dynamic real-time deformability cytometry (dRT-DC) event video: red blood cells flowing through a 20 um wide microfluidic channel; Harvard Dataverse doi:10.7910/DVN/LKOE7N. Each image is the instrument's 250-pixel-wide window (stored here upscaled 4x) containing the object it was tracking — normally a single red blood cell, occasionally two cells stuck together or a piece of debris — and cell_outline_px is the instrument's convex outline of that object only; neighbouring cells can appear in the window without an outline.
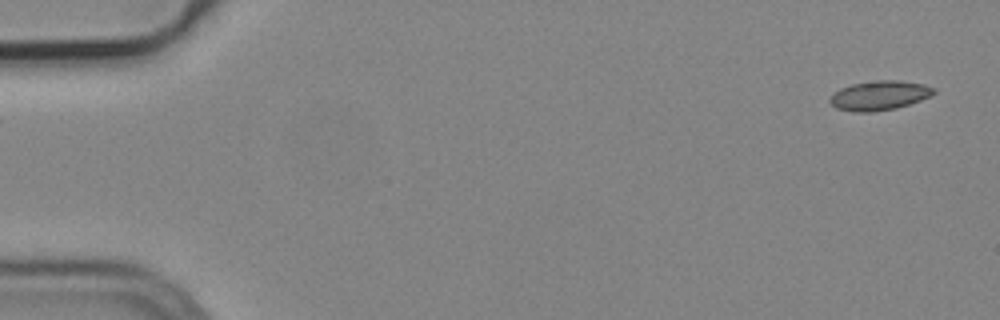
{"species": "common noctule bat (a hibernating species)", "species_latin": "Nyctalus noctula", "temperature_condition": "cold", "stored_images_in_passage": 53, "camera_frame_rate_fps": 3000, "um_per_image_px": 0.085, "animal": {"sex": "male", "body_mass_g": 19.2, "forearm_length_mm": 51.8}, "frame": {"image": 1, "passage_image": 1, "time_ms": 0.0, "image_size_px": [1000, 320], "cell_outline_px": [[936, 92], [920, 100], [896, 108], [872, 112], [856, 112], [836, 108], [828, 100], [840, 88], [852, 84], [876, 80], [900, 80], [924, 84], [936, 88]], "centroid_in_image_um": [74.76, 8.11], "position_along_channel_um": 10.2, "area_um2": 17.69}}
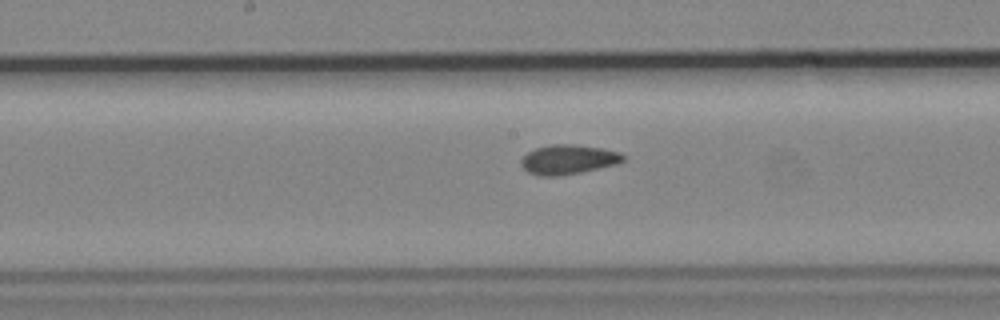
{"frame": {"image": 2, "passage_image": 27, "time_ms": 8.667, "image_size_px": [1000, 320], "cell_outline_px": [[628, 160], [616, 164], [580, 172], [556, 176], [540, 176], [528, 172], [520, 164], [520, 160], [528, 152], [536, 148], [552, 144], [572, 144], [604, 148], [620, 152], [628, 156]], "centroid_in_image_um": [48.35, 13.54], "position_along_channel_um": 199.8, "area_um2": 17.69}}
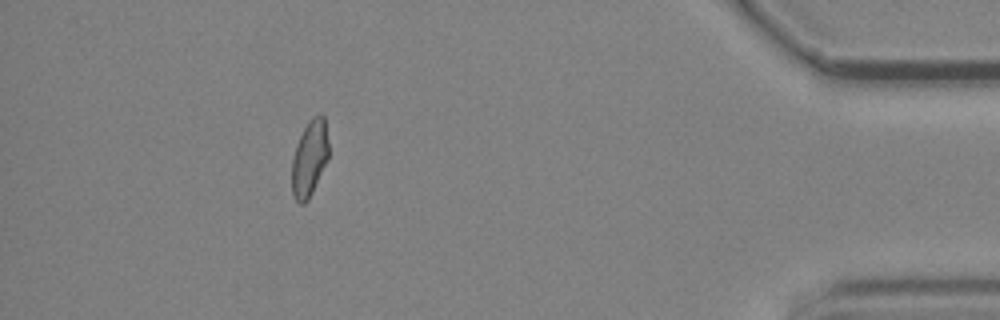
{"frame": {"image": 3, "passage_image": 48, "time_ms": 15.667, "image_size_px": [1000, 320], "cell_outline_px": [[328, 160], [308, 200], [304, 204], [300, 204], [292, 196], [292, 160], [296, 144], [308, 120], [312, 116], [320, 112], [324, 116], [328, 144]], "centroid_in_image_um": [26.3, 13.44], "position_along_channel_um": 408.9, "area_um2": 16.42}, "authors_computed_cell_mechanics": {"area_um2": 17.2244, "velocity_mm_per_s": 3.7684, "shape_relaxation_time_tau1_ms": null, "shape_relaxation_time_tau2_ms": 1.9219, "deformation_change_tau1": null, "deformation_change_tau2": 0.0633}}